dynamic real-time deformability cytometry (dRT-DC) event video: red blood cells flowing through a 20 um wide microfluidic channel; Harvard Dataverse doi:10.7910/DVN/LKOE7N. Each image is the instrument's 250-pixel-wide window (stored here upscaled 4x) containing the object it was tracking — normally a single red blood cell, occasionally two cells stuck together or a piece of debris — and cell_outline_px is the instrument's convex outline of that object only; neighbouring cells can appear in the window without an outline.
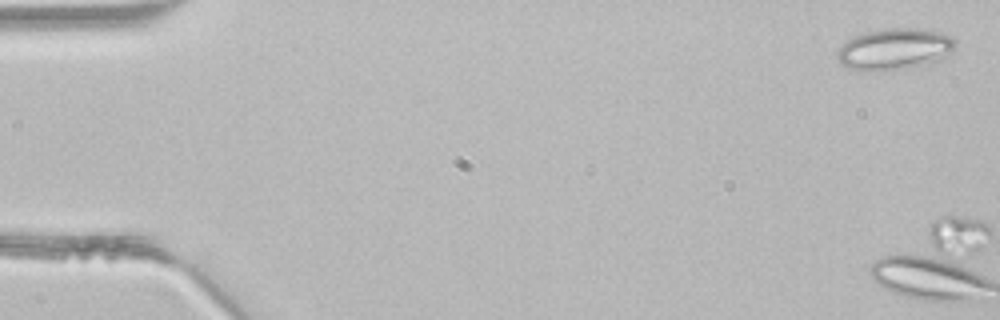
{"species": "common noctule bat (a hibernating species)", "species_latin": "Nyctalus noctula", "temperature_condition": "room temperature", "stored_images_in_passage": 3, "camera_frame_rate_fps": 3000, "um_per_image_px": 0.085, "animal": {"sex": "male", "body_mass_g": 21.5, "forearm_length_mm": 52.0}, "frame": {"image": 1, "passage_image": 2, "time_ms": 0.333, "image_size_px": [1000, 320], "cell_outline_px": [[956, 44], [952, 52], [948, 56], [936, 60], [920, 64], [880, 72], [868, 72], [848, 68], [836, 56], [836, 52], [848, 40], [864, 32], [884, 28], [924, 28], [952, 36], [956, 40]], "centroid_in_image_um": [76.04, 4.16], "position_along_channel_um": 9.0, "area_um2": 28.38}}